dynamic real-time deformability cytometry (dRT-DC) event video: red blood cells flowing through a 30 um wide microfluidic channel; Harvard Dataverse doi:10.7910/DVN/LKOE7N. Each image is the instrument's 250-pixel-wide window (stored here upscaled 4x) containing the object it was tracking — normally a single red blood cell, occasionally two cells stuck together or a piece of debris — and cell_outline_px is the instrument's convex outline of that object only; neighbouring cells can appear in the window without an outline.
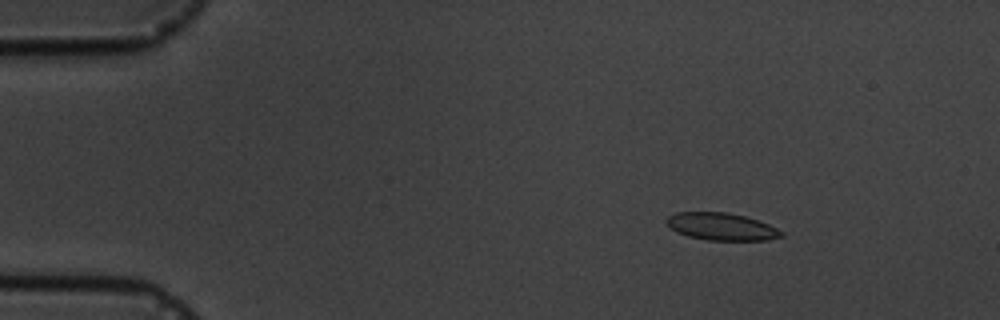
{"species": "common noctule bat (a hibernating species)", "species_latin": "Nyctalus noctula", "temperature_condition": "cold", "stored_images_in_passage": 10, "camera_frame_rate_fps": 3000, "um_per_image_px": 0.085, "animal": {"sex": "male", "body_mass_g": 19.5, "forearm_length_mm": 54.6}, "frame": {"image": 1, "passage_image": 3, "time_ms": 2.333, "image_size_px": [1000, 320], "cell_outline_px": [[784, 236], [768, 240], [708, 240], [688, 236], [676, 232], [664, 220], [668, 216], [676, 212], [724, 212], [744, 216], [768, 224], [784, 232]], "centroid_in_image_um": [61.32, 19.26], "position_along_channel_um": 23.7, "area_um2": 18.21}}
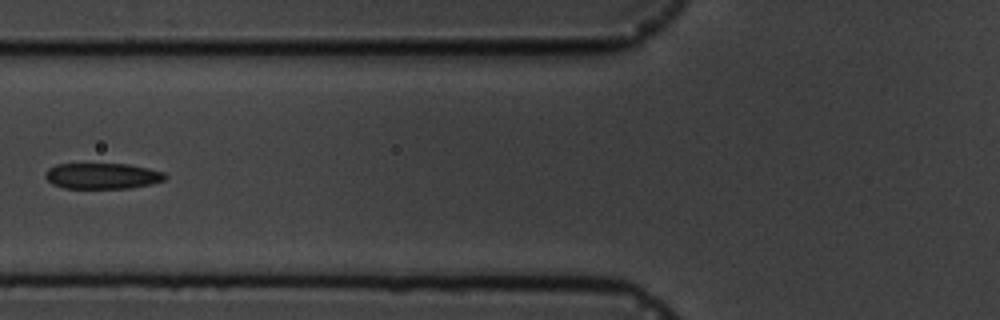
{"frame": {"image": 2, "passage_image": 7, "time_ms": 7.0, "image_size_px": [1000, 320], "cell_outline_px": [[168, 176], [164, 180], [152, 184], [128, 188], [64, 188], [52, 184], [44, 176], [48, 168], [56, 164], [128, 164], [148, 168], [164, 172]], "centroid_in_image_um": [8.71, 14.95], "position_along_channel_um": 117.1, "area_um2": 18.09}}
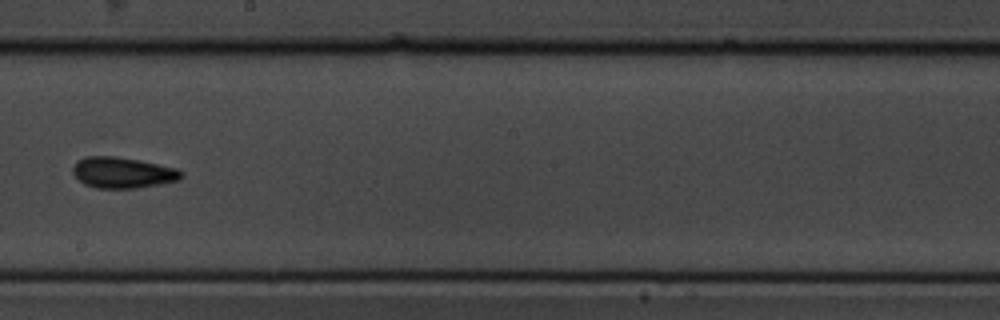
{"frame": {"image": 3, "passage_image": 10, "time_ms": 10.333, "image_size_px": [1000, 320], "cell_outline_px": [[184, 176], [180, 180], [136, 188], [96, 188], [84, 184], [72, 172], [72, 168], [76, 160], [84, 156], [116, 156], [176, 168], [184, 172]], "centroid_in_image_um": [10.41, 14.67], "position_along_channel_um": 237.8, "area_um2": 19.54}}